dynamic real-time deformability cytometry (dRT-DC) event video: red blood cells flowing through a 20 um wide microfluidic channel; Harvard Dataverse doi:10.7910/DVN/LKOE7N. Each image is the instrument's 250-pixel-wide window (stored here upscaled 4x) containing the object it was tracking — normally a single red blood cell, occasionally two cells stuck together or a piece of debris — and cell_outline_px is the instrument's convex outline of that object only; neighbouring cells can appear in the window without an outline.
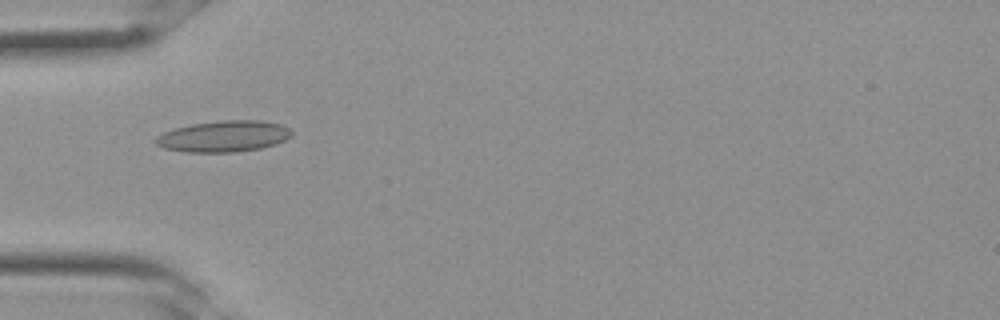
{"species": "Egyptian fruit bat (a non-hibernating species)", "species_latin": "Rousettus aegyptiacus", "temperature_condition": "room temperature", "stored_images_in_passage": 33, "camera_frame_rate_fps": 3000, "um_per_image_px": 0.085, "frame": {"image": 1, "passage_image": 11, "time_ms": 3.333, "image_size_px": [1000, 320], "cell_outline_px": [[292, 136], [276, 144], [260, 148], [236, 152], [184, 152], [164, 148], [156, 144], [156, 136], [164, 132], [176, 128], [192, 124], [220, 120], [260, 120], [280, 124], [288, 128], [292, 132]], "centroid_in_image_um": [19.02, 11.58], "position_along_channel_um": 66.0, "area_um2": 24.68}}
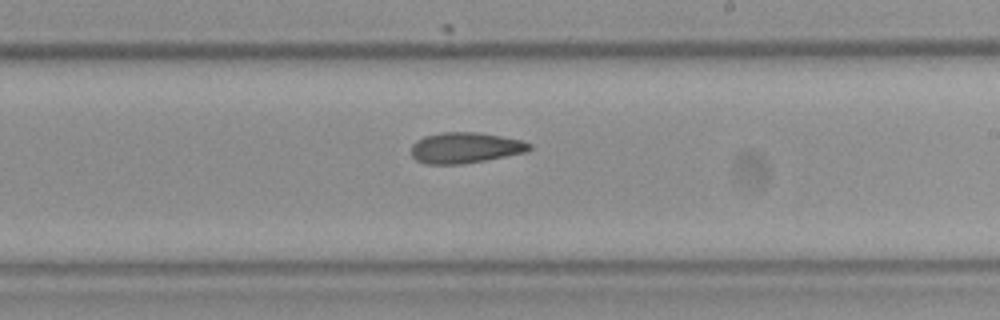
{"frame": {"image": 2, "passage_image": 20, "time_ms": 6.333, "image_size_px": [1000, 320], "cell_outline_px": [[532, 148], [528, 152], [484, 160], [460, 164], [424, 164], [416, 160], [412, 156], [412, 144], [416, 140], [424, 136], [440, 132], [476, 132], [500, 136], [520, 140], [532, 144]], "centroid_in_image_um": [39.53, 12.56], "position_along_channel_um": 249.5, "area_um2": 21.21}}
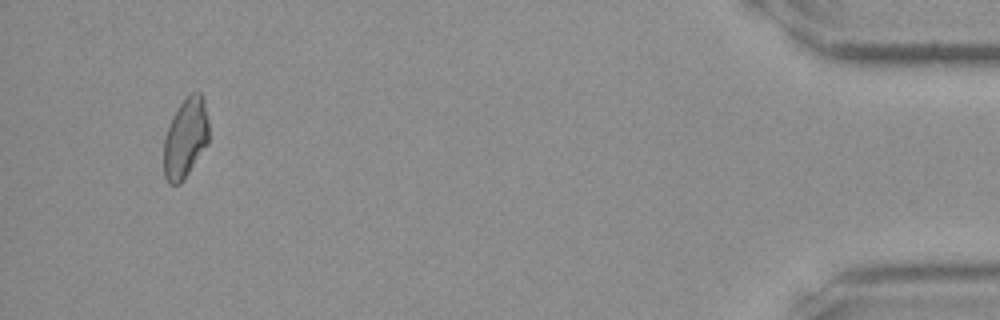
{"frame": {"image": 3, "passage_image": 32, "time_ms": 10.333, "image_size_px": [1000, 320], "cell_outline_px": [[208, 144], [180, 184], [168, 184], [164, 176], [164, 136], [172, 116], [180, 104], [192, 92], [200, 92], [204, 100], [208, 120]], "centroid_in_image_um": [15.76, 11.74], "position_along_channel_um": 419.4, "area_um2": 20.92}}